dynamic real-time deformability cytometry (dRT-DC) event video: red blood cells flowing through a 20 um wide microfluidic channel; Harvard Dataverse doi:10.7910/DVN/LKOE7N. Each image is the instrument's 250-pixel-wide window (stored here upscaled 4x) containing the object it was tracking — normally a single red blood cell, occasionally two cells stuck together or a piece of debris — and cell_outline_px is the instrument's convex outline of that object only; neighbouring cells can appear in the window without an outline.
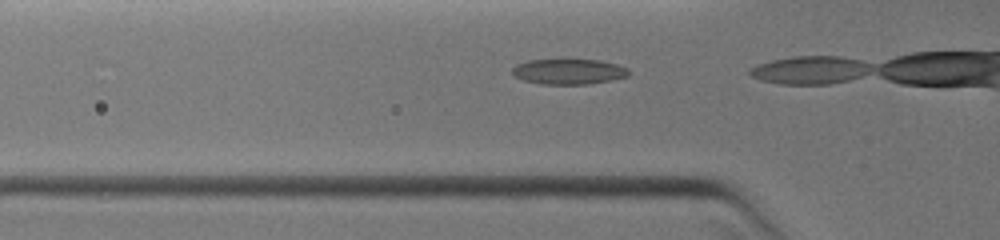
{"species": "common noctule bat (a hibernating species)", "species_latin": "Nyctalus noctula", "temperature_condition": "warm", "stored_images_in_passage": 5, "camera_frame_rate_fps": 3000, "um_per_image_px": 0.085, "animal": {"sex": "female", "body_mass_g": 19.0, "forearm_length_mm": 51.5}, "frame": {"image": 1, "passage_image": 4, "time_ms": 1.0, "image_size_px": [1000, 240], "cell_outline_px": [[628, 76], [612, 80], [588, 84], [540, 84], [524, 80], [516, 76], [512, 72], [512, 68], [516, 64], [528, 60], [600, 60], [616, 64], [628, 68]], "centroid_in_image_um": [48.34, 6.09], "position_along_channel_um": 77.5, "area_um2": 17.11}}